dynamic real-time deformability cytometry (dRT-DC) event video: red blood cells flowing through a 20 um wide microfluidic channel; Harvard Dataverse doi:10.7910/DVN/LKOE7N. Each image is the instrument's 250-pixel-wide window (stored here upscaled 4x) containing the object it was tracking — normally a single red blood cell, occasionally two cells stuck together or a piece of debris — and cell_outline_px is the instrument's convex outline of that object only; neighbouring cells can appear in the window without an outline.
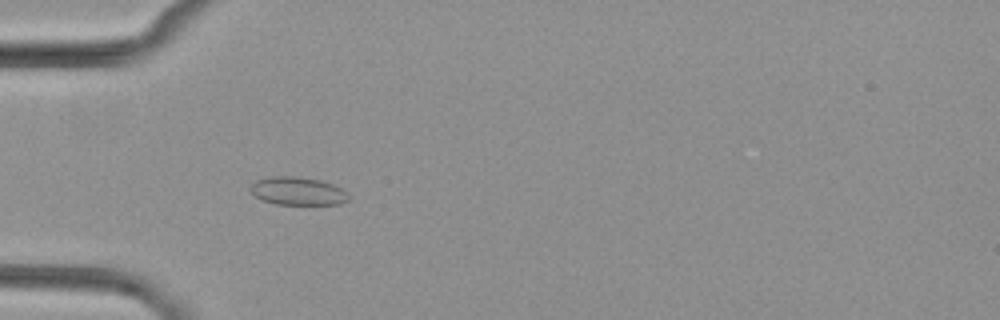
{"species": "common noctule bat (a hibernating species)", "species_latin": "Nyctalus noctula", "temperature_condition": "cold", "stored_images_in_passage": 8, "camera_frame_rate_fps": 3000, "um_per_image_px": 0.085, "animal": {"sex": "female", "body_mass_g": 29.2, "forearm_length_mm": 56.3}, "frame": {"image": 1, "passage_image": 4, "time_ms": 4.667, "image_size_px": [1000, 320], "cell_outline_px": [[348, 200], [340, 204], [276, 204], [264, 200], [256, 196], [248, 188], [256, 180], [272, 176], [296, 176], [320, 180], [332, 184], [348, 192]], "centroid_in_image_um": [25.31, 16.23], "position_along_channel_um": 59.7, "area_um2": 15.95}}
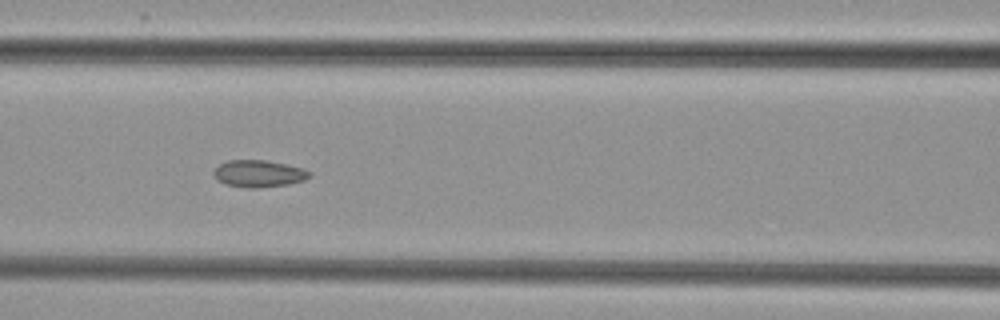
{"frame": {"image": 2, "passage_image": 6, "time_ms": 7.0, "image_size_px": [1000, 320], "cell_outline_px": [[312, 176], [304, 180], [288, 184], [256, 188], [248, 188], [224, 184], [216, 180], [212, 172], [220, 164], [228, 160], [268, 160], [300, 168], [312, 172]], "centroid_in_image_um": [21.97, 14.76], "position_along_channel_um": 144.6, "area_um2": 15.09}}
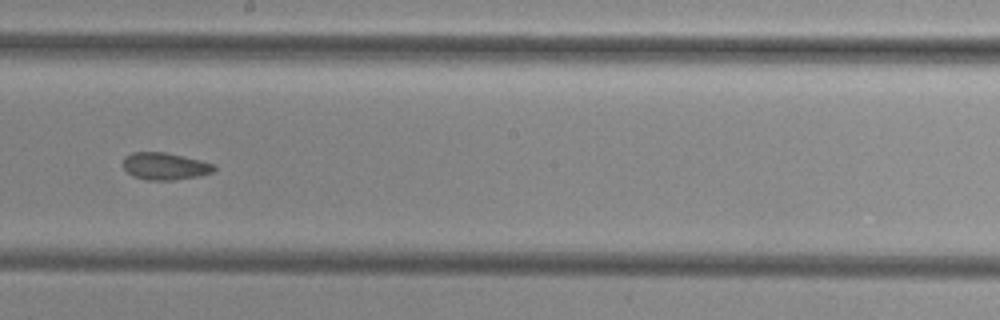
{"frame": {"image": 3, "passage_image": 8, "time_ms": 9.333, "image_size_px": [1000, 320], "cell_outline_px": [[216, 168], [212, 172], [196, 176], [172, 180], [148, 180], [132, 176], [120, 164], [124, 156], [132, 152], [164, 152], [184, 156], [216, 164]], "centroid_in_image_um": [13.97, 14.11], "position_along_channel_um": 234.2, "area_um2": 14.51}}